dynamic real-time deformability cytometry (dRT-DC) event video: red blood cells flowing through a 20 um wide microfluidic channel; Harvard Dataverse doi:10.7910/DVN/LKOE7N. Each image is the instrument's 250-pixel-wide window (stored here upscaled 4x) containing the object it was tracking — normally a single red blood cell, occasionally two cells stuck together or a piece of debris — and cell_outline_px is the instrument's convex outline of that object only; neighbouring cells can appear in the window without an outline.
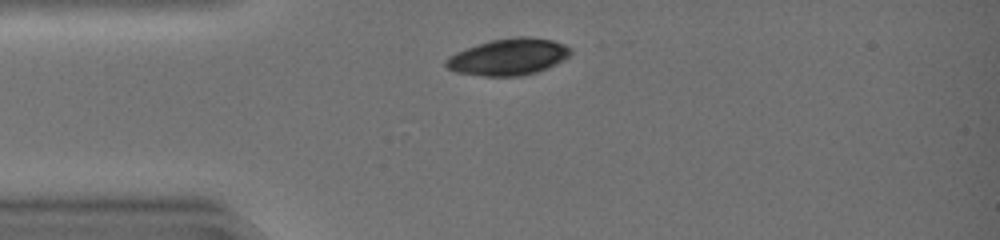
{"species": "common noctule bat (a hibernating species)", "species_latin": "Nyctalus noctula", "temperature_condition": "warm", "stored_images_in_passage": 20, "camera_frame_rate_fps": 3000, "um_per_image_px": 0.085, "animal": {"sex": "female", "body_mass_g": 19.0, "forearm_length_mm": 51.5}, "frame": {"image": 1, "passage_image": 1, "time_ms": 0.0, "image_size_px": [1000, 240], "cell_outline_px": [[572, 52], [564, 60], [548, 68], [524, 76], [484, 76], [456, 72], [448, 68], [444, 64], [444, 60], [448, 56], [456, 52], [476, 44], [492, 40], [516, 36], [528, 36], [552, 40], [564, 44], [572, 48]], "centroid_in_image_um": [43.22, 4.83], "position_along_channel_um": 41.8, "area_um2": 26.82}}
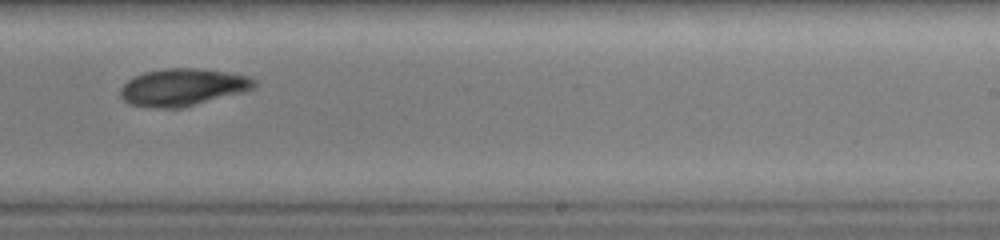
{"frame": {"image": 2, "passage_image": 19, "time_ms": 6.0, "image_size_px": [1000, 240], "cell_outline_px": [[256, 88], [244, 92], [184, 108], [156, 108], [128, 104], [120, 96], [120, 88], [128, 80], [144, 72], [164, 68], [192, 68], [224, 72], [252, 76], [256, 80]], "centroid_in_image_um": [15.56, 7.43], "position_along_channel_um": 273.4, "area_um2": 29.3}}